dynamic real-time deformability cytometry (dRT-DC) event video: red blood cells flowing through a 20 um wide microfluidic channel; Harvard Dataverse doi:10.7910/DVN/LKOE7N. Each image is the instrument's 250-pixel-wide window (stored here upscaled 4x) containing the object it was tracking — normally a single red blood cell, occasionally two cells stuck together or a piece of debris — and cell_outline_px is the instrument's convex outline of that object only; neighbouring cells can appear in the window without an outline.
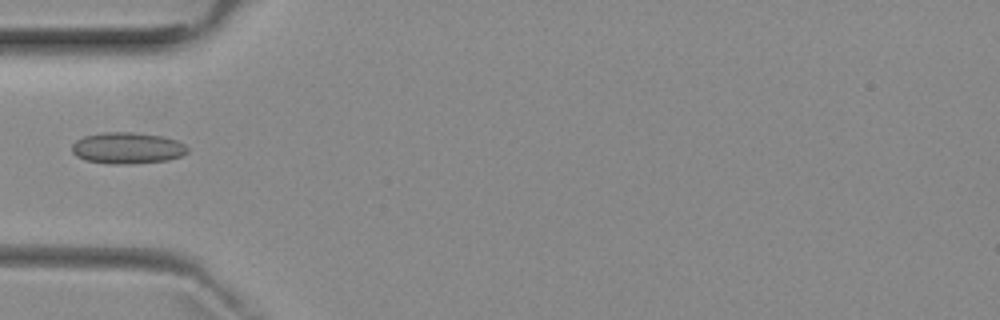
{"species": "common noctule bat (a hibernating species)", "species_latin": "Nyctalus noctula", "temperature_condition": "room temperature", "stored_images_in_passage": 4, "camera_frame_rate_fps": 3000, "um_per_image_px": 0.085, "animal": {"sex": "female", "body_mass_g": 29.2, "forearm_length_mm": 56.3}, "frame": {"image": 1, "passage_image": 4, "time_ms": 4.333, "image_size_px": [1000, 320], "cell_outline_px": [[188, 152], [180, 156], [168, 160], [132, 164], [108, 164], [84, 160], [76, 156], [72, 152], [72, 144], [76, 140], [84, 136], [104, 132], [136, 132], [164, 136], [176, 140], [184, 144], [188, 148]], "centroid_in_image_um": [10.82, 12.58], "position_along_channel_um": 74.2, "area_um2": 21.39}}